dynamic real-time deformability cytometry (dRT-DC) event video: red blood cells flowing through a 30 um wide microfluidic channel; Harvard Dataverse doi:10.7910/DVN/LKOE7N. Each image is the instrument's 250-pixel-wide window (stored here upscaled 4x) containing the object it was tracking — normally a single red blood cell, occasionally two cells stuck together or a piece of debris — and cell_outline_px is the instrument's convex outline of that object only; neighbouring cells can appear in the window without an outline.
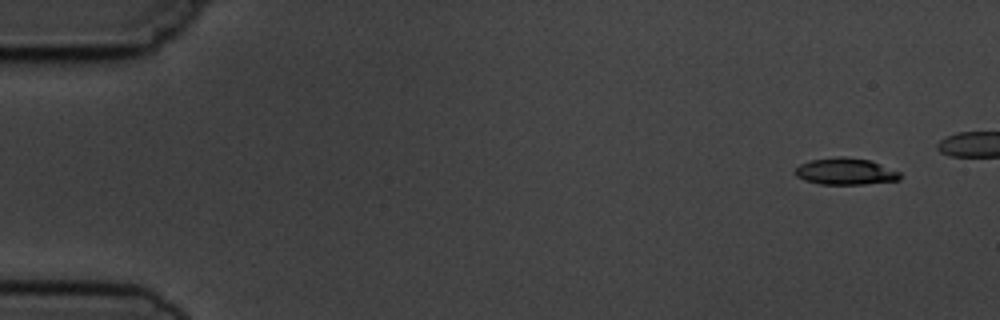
{"species": "common noctule bat (a hibernating species)", "species_latin": "Nyctalus noctula", "temperature_condition": "cold", "stored_images_in_passage": 7, "camera_frame_rate_fps": 3000, "um_per_image_px": 0.085, "animal": {"sex": "male", "body_mass_g": 19.5, "forearm_length_mm": 54.6}, "frame": {"image": 1, "passage_image": 1, "time_ms": 0.0, "image_size_px": [1000, 320], "cell_outline_px": [[900, 180], [864, 184], [820, 184], [804, 180], [796, 176], [792, 172], [800, 164], [812, 160], [836, 156], [844, 156], [872, 160], [900, 172]], "centroid_in_image_um": [71.86, 14.56], "position_along_channel_um": 13.1, "area_um2": 16.47}}
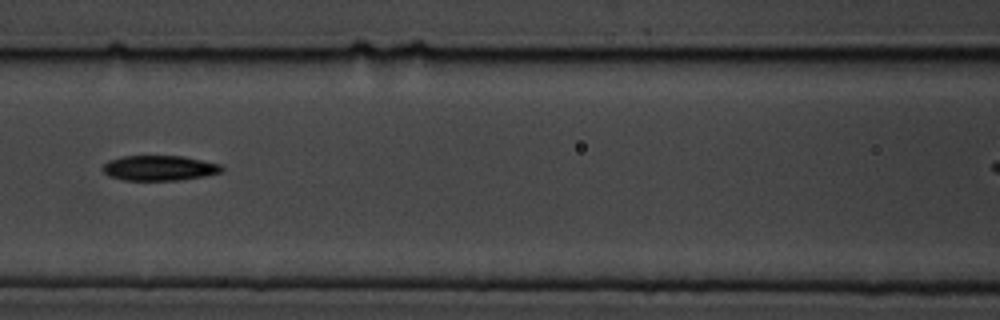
{"frame": {"image": 2, "passage_image": 7, "time_ms": 7.0, "image_size_px": [1000, 320], "cell_outline_px": [[224, 172], [204, 176], [180, 180], [124, 180], [108, 176], [100, 168], [108, 160], [124, 156], [184, 156], [220, 164], [224, 168]], "centroid_in_image_um": [13.55, 14.28], "position_along_channel_um": 153.1, "area_um2": 17.57}}